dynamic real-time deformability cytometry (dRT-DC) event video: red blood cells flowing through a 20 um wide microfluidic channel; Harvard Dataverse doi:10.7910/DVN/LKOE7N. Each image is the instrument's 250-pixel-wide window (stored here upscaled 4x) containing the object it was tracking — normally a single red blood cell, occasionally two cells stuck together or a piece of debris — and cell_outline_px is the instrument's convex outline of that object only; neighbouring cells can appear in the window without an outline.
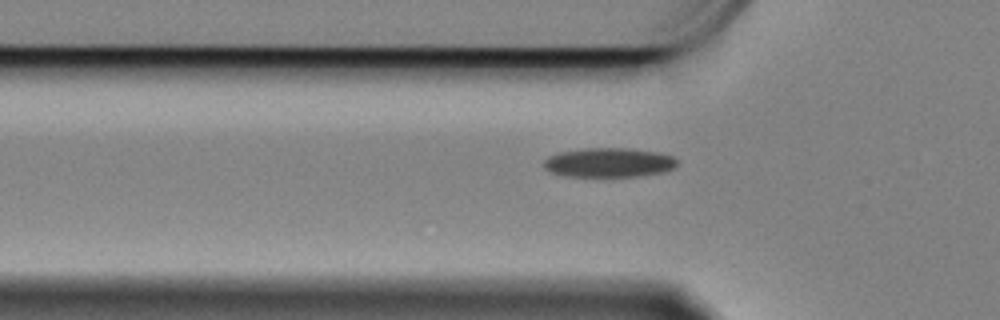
{"species": "Egyptian fruit bat (a non-hibernating species)", "species_latin": "Rousettus aegyptiacus", "temperature_condition": "cold", "stored_images_in_passage": 42, "camera_frame_rate_fps": 3000, "um_per_image_px": 0.085, "animal": {"sex": "female"}, "frame": {"image": 1, "passage_image": 6, "time_ms": 1.667, "image_size_px": [1000, 320], "cell_outline_px": [[676, 164], [672, 168], [664, 172], [636, 176], [568, 176], [552, 172], [544, 168], [544, 160], [548, 156], [560, 152], [584, 148], [628, 148], [656, 152], [672, 156], [676, 160]], "centroid_in_image_um": [51.73, 13.81], "position_along_channel_um": 74.1, "area_um2": 22.54}}
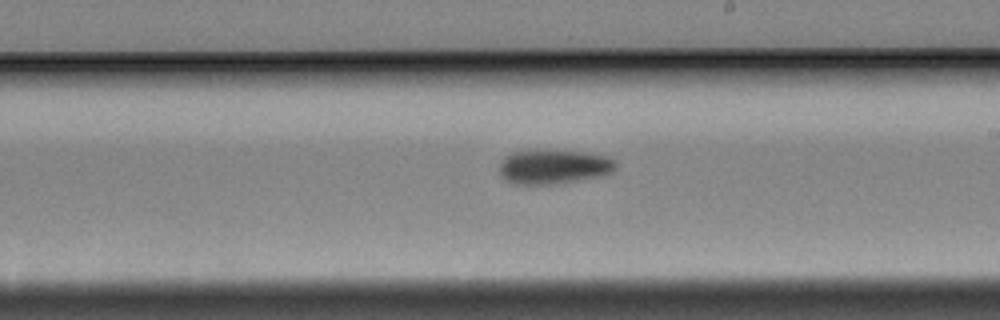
{"frame": {"image": 2, "passage_image": 21, "time_ms": 6.667, "image_size_px": [1000, 320], "cell_outline_px": [[616, 168], [612, 172], [600, 176], [544, 184], [512, 184], [504, 180], [500, 172], [500, 164], [504, 156], [512, 152], [528, 148], [536, 148], [584, 152], [608, 156], [616, 164]], "centroid_in_image_um": [46.99, 14.12], "position_along_channel_um": 242.0, "area_um2": 23.58}}
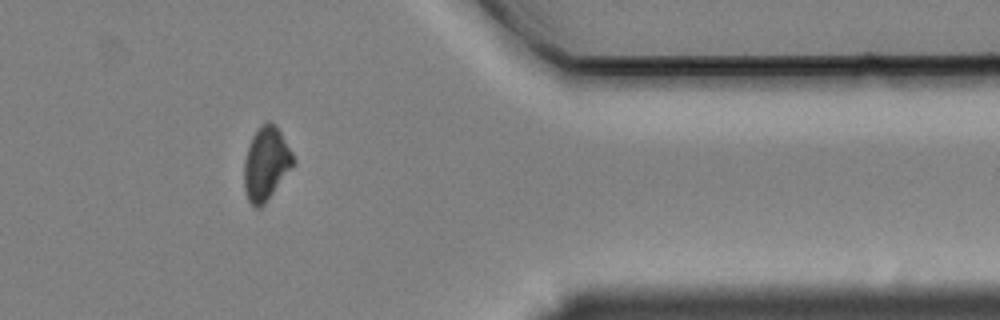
{"frame": {"image": 3, "passage_image": 36, "time_ms": 11.667, "image_size_px": [1000, 320], "cell_outline_px": [[296, 160], [264, 204], [260, 208], [256, 208], [248, 200], [244, 188], [244, 160], [248, 144], [256, 128], [264, 120], [268, 120], [280, 132], [292, 152]], "centroid_in_image_um": [22.58, 13.87], "position_along_channel_um": 388.8, "area_um2": 20.81}, "authors_computed_cell_mechanics": {"area_um2": 22.3397, "velocity_mm_per_s": 3.3396, "shape_relaxation_time_tau1_ms": 6.7973, "shape_relaxation_time_tau2_ms": null, "deformation_change_tau1": 0.1517, "deformation_change_tau2": null}}